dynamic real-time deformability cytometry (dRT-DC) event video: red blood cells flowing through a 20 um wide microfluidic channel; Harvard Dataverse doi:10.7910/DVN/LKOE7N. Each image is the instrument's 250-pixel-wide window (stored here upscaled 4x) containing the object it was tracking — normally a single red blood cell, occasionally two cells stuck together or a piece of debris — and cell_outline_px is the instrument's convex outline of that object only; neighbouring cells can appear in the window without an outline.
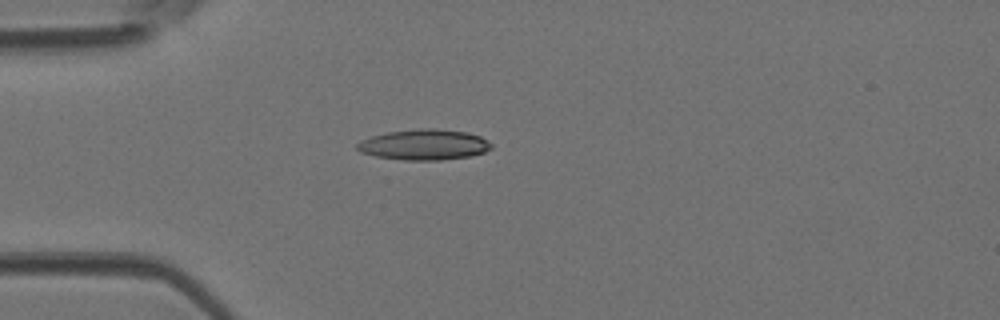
{"species": "Egyptian fruit bat (a non-hibernating species)", "species_latin": "Rousettus aegyptiacus", "temperature_condition": "room temperature", "stored_images_in_passage": 39, "camera_frame_rate_fps": 3000, "um_per_image_px": 0.085, "animal": {"sex": "female"}, "frame": {"image": 1, "passage_image": 6, "time_ms": 1.667, "image_size_px": [1000, 320], "cell_outline_px": [[492, 148], [484, 152], [472, 156], [440, 160], [404, 160], [376, 156], [360, 152], [356, 148], [356, 144], [360, 140], [372, 136], [388, 132], [420, 128], [432, 128], [468, 132], [480, 136], [492, 144]], "centroid_in_image_um": [36.05, 12.29], "position_along_channel_um": 48.9, "area_um2": 23.99}}
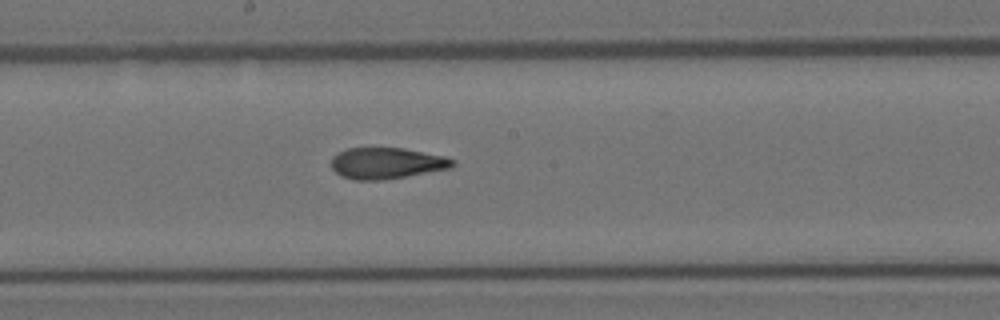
{"frame": {"image": 2, "passage_image": 18, "time_ms": 5.667, "image_size_px": [1000, 320], "cell_outline_px": [[456, 164], [452, 168], [384, 180], [356, 180], [340, 176], [332, 168], [332, 156], [336, 152], [348, 148], [404, 148], [444, 156], [456, 160]], "centroid_in_image_um": [32.87, 13.87], "position_along_channel_um": 215.3, "area_um2": 22.25}}
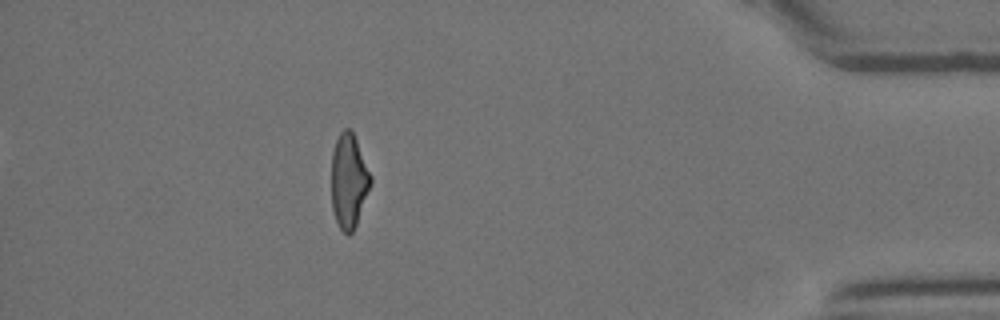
{"frame": {"image": 3, "passage_image": 34, "time_ms": 11.0, "image_size_px": [1000, 320], "cell_outline_px": [[372, 184], [356, 224], [352, 232], [348, 236], [340, 228], [336, 220], [332, 208], [332, 148], [340, 132], [344, 128], [352, 128], [372, 176]], "centroid_in_image_um": [29.66, 15.33], "position_along_channel_um": 405.5, "area_um2": 21.79}}